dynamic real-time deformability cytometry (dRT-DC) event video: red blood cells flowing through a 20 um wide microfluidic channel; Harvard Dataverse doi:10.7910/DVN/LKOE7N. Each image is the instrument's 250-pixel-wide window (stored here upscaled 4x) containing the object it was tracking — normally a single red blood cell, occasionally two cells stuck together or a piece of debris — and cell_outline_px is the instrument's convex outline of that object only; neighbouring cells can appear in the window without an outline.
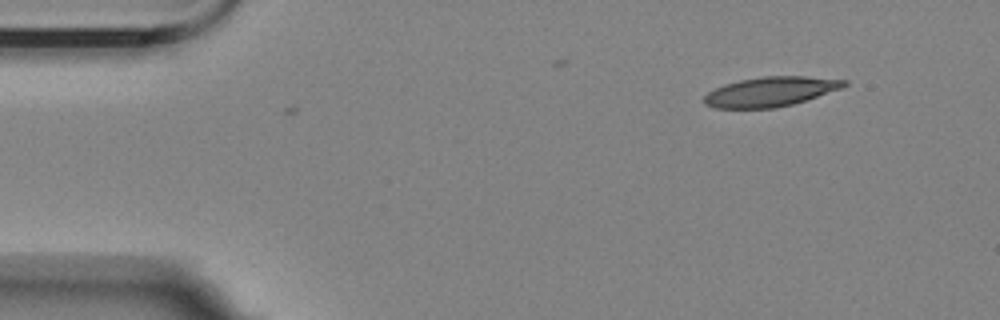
{"species": "Egyptian fruit bat (a non-hibernating species)", "species_latin": "Rousettus aegyptiacus", "temperature_condition": "room temperature", "stored_images_in_passage": 2, "camera_frame_rate_fps": 3000, "um_per_image_px": 0.085, "animal": {"sex": "female"}, "frame": {"image": 1, "passage_image": 2, "time_ms": 1.0, "image_size_px": [1000, 320], "cell_outline_px": [[848, 84], [840, 88], [792, 104], [776, 108], [716, 108], [704, 104], [704, 96], [708, 92], [724, 84], [740, 80], [760, 76], [808, 76], [848, 80]], "centroid_in_image_um": [65.47, 7.78], "position_along_channel_um": 19.5, "area_um2": 23.99}}